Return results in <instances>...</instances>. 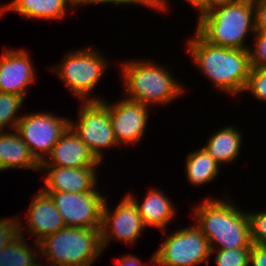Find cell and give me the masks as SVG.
<instances>
[{"instance_id":"9a60e30c","label":"cell","mask_w":266,"mask_h":266,"mask_svg":"<svg viewBox=\"0 0 266 266\" xmlns=\"http://www.w3.org/2000/svg\"><path fill=\"white\" fill-rule=\"evenodd\" d=\"M97 167L67 168L41 166L48 170L44 192L80 193L95 190Z\"/></svg>"},{"instance_id":"8fae6325","label":"cell","mask_w":266,"mask_h":266,"mask_svg":"<svg viewBox=\"0 0 266 266\" xmlns=\"http://www.w3.org/2000/svg\"><path fill=\"white\" fill-rule=\"evenodd\" d=\"M112 211V213L109 211L105 201L100 229L103 249L109 243L111 236H115L114 238L124 243H134L143 231L142 229L146 227L135 201L128 194Z\"/></svg>"},{"instance_id":"d6a6232c","label":"cell","mask_w":266,"mask_h":266,"mask_svg":"<svg viewBox=\"0 0 266 266\" xmlns=\"http://www.w3.org/2000/svg\"><path fill=\"white\" fill-rule=\"evenodd\" d=\"M143 262L132 255H121L117 261V266H143Z\"/></svg>"},{"instance_id":"e0dca14e","label":"cell","mask_w":266,"mask_h":266,"mask_svg":"<svg viewBox=\"0 0 266 266\" xmlns=\"http://www.w3.org/2000/svg\"><path fill=\"white\" fill-rule=\"evenodd\" d=\"M0 162L5 170L18 167L41 170V164L17 131L14 133L0 131Z\"/></svg>"},{"instance_id":"5bb4252c","label":"cell","mask_w":266,"mask_h":266,"mask_svg":"<svg viewBox=\"0 0 266 266\" xmlns=\"http://www.w3.org/2000/svg\"><path fill=\"white\" fill-rule=\"evenodd\" d=\"M48 157L52 162L46 159L41 166L84 168L97 167L101 163L70 125L54 144Z\"/></svg>"},{"instance_id":"f1b7e54d","label":"cell","mask_w":266,"mask_h":266,"mask_svg":"<svg viewBox=\"0 0 266 266\" xmlns=\"http://www.w3.org/2000/svg\"><path fill=\"white\" fill-rule=\"evenodd\" d=\"M166 0H152L148 5L150 6V8H154V9H158L159 11L163 10L165 11L167 9V5L165 2ZM188 3H190V5L194 6L197 10H199L198 12L201 14L200 16H202L203 14H205L209 7H210V3L207 0H186Z\"/></svg>"},{"instance_id":"3957f363","label":"cell","mask_w":266,"mask_h":266,"mask_svg":"<svg viewBox=\"0 0 266 266\" xmlns=\"http://www.w3.org/2000/svg\"><path fill=\"white\" fill-rule=\"evenodd\" d=\"M194 212L196 226L208 239L211 254L217 246L218 249H237L252 245L247 212H242L229 200L207 198Z\"/></svg>"},{"instance_id":"ac0fdd59","label":"cell","mask_w":266,"mask_h":266,"mask_svg":"<svg viewBox=\"0 0 266 266\" xmlns=\"http://www.w3.org/2000/svg\"><path fill=\"white\" fill-rule=\"evenodd\" d=\"M128 195L135 201L144 225L158 227L166 234L164 229L174 219L175 213L169 198L157 189L150 190L143 202H138L132 194Z\"/></svg>"},{"instance_id":"836d02e7","label":"cell","mask_w":266,"mask_h":266,"mask_svg":"<svg viewBox=\"0 0 266 266\" xmlns=\"http://www.w3.org/2000/svg\"><path fill=\"white\" fill-rule=\"evenodd\" d=\"M210 4H215V3H219V2H223L225 0H207Z\"/></svg>"},{"instance_id":"4dcf8cb0","label":"cell","mask_w":266,"mask_h":266,"mask_svg":"<svg viewBox=\"0 0 266 266\" xmlns=\"http://www.w3.org/2000/svg\"><path fill=\"white\" fill-rule=\"evenodd\" d=\"M266 266V246L252 244L249 255V266Z\"/></svg>"},{"instance_id":"4fadbf2b","label":"cell","mask_w":266,"mask_h":266,"mask_svg":"<svg viewBox=\"0 0 266 266\" xmlns=\"http://www.w3.org/2000/svg\"><path fill=\"white\" fill-rule=\"evenodd\" d=\"M32 64L26 50H5L0 58V92L25 98L28 86L36 77Z\"/></svg>"},{"instance_id":"8992f818","label":"cell","mask_w":266,"mask_h":266,"mask_svg":"<svg viewBox=\"0 0 266 266\" xmlns=\"http://www.w3.org/2000/svg\"><path fill=\"white\" fill-rule=\"evenodd\" d=\"M66 58V59H65ZM63 62L53 70L74 95L83 101H101L100 98H86L96 87L106 71L107 63L99 51L90 48L69 53ZM87 99V100H86Z\"/></svg>"},{"instance_id":"484cf974","label":"cell","mask_w":266,"mask_h":266,"mask_svg":"<svg viewBox=\"0 0 266 266\" xmlns=\"http://www.w3.org/2000/svg\"><path fill=\"white\" fill-rule=\"evenodd\" d=\"M252 244L266 246V211L247 213Z\"/></svg>"},{"instance_id":"d4e9b609","label":"cell","mask_w":266,"mask_h":266,"mask_svg":"<svg viewBox=\"0 0 266 266\" xmlns=\"http://www.w3.org/2000/svg\"><path fill=\"white\" fill-rule=\"evenodd\" d=\"M266 101V67H251L244 91Z\"/></svg>"},{"instance_id":"30bf717a","label":"cell","mask_w":266,"mask_h":266,"mask_svg":"<svg viewBox=\"0 0 266 266\" xmlns=\"http://www.w3.org/2000/svg\"><path fill=\"white\" fill-rule=\"evenodd\" d=\"M45 193L53 200L66 227L101 228L105 198L98 190Z\"/></svg>"},{"instance_id":"7a4b0ae2","label":"cell","mask_w":266,"mask_h":266,"mask_svg":"<svg viewBox=\"0 0 266 266\" xmlns=\"http://www.w3.org/2000/svg\"><path fill=\"white\" fill-rule=\"evenodd\" d=\"M199 18L196 32L208 43L249 49L244 46V40L249 31H256L253 0H225L211 4Z\"/></svg>"},{"instance_id":"2e32d148","label":"cell","mask_w":266,"mask_h":266,"mask_svg":"<svg viewBox=\"0 0 266 266\" xmlns=\"http://www.w3.org/2000/svg\"><path fill=\"white\" fill-rule=\"evenodd\" d=\"M28 211V232L37 237L39 243L45 237L65 228L64 221L51 197L43 190L37 192Z\"/></svg>"},{"instance_id":"7c38bea8","label":"cell","mask_w":266,"mask_h":266,"mask_svg":"<svg viewBox=\"0 0 266 266\" xmlns=\"http://www.w3.org/2000/svg\"><path fill=\"white\" fill-rule=\"evenodd\" d=\"M109 109L114 136L118 145L141 140L148 122V105L124 98L115 104L101 100Z\"/></svg>"},{"instance_id":"277c9868","label":"cell","mask_w":266,"mask_h":266,"mask_svg":"<svg viewBox=\"0 0 266 266\" xmlns=\"http://www.w3.org/2000/svg\"><path fill=\"white\" fill-rule=\"evenodd\" d=\"M101 228L65 227L36 243L49 266H90L103 251Z\"/></svg>"},{"instance_id":"ffe728a7","label":"cell","mask_w":266,"mask_h":266,"mask_svg":"<svg viewBox=\"0 0 266 266\" xmlns=\"http://www.w3.org/2000/svg\"><path fill=\"white\" fill-rule=\"evenodd\" d=\"M232 126L217 131L203 148L219 164L230 163L238 157L242 137Z\"/></svg>"},{"instance_id":"44dd1931","label":"cell","mask_w":266,"mask_h":266,"mask_svg":"<svg viewBox=\"0 0 266 266\" xmlns=\"http://www.w3.org/2000/svg\"><path fill=\"white\" fill-rule=\"evenodd\" d=\"M185 167L188 181L199 186L212 181L219 173L220 165L204 148H201L188 155Z\"/></svg>"},{"instance_id":"d6986e66","label":"cell","mask_w":266,"mask_h":266,"mask_svg":"<svg viewBox=\"0 0 266 266\" xmlns=\"http://www.w3.org/2000/svg\"><path fill=\"white\" fill-rule=\"evenodd\" d=\"M70 4L75 6L73 0H13L0 8V16L12 10L28 19H60L66 14Z\"/></svg>"},{"instance_id":"7402d4cb","label":"cell","mask_w":266,"mask_h":266,"mask_svg":"<svg viewBox=\"0 0 266 266\" xmlns=\"http://www.w3.org/2000/svg\"><path fill=\"white\" fill-rule=\"evenodd\" d=\"M21 233L17 239L0 249V266H41L36 258L37 253L26 244L22 229Z\"/></svg>"},{"instance_id":"4316f807","label":"cell","mask_w":266,"mask_h":266,"mask_svg":"<svg viewBox=\"0 0 266 266\" xmlns=\"http://www.w3.org/2000/svg\"><path fill=\"white\" fill-rule=\"evenodd\" d=\"M18 219H0V249L10 244L21 235V226Z\"/></svg>"},{"instance_id":"603a6c76","label":"cell","mask_w":266,"mask_h":266,"mask_svg":"<svg viewBox=\"0 0 266 266\" xmlns=\"http://www.w3.org/2000/svg\"><path fill=\"white\" fill-rule=\"evenodd\" d=\"M23 101V96L0 92V131H3L8 125H11V128L15 130L18 121L21 119L19 116L17 118L16 114Z\"/></svg>"},{"instance_id":"5b68a950","label":"cell","mask_w":266,"mask_h":266,"mask_svg":"<svg viewBox=\"0 0 266 266\" xmlns=\"http://www.w3.org/2000/svg\"><path fill=\"white\" fill-rule=\"evenodd\" d=\"M122 73L125 81V94L133 101L145 105L164 104L184 92L165 68L147 61L123 63Z\"/></svg>"},{"instance_id":"1f68e13d","label":"cell","mask_w":266,"mask_h":266,"mask_svg":"<svg viewBox=\"0 0 266 266\" xmlns=\"http://www.w3.org/2000/svg\"><path fill=\"white\" fill-rule=\"evenodd\" d=\"M74 5L92 4V3H115L117 4H140L145 5L141 0H73Z\"/></svg>"},{"instance_id":"9c48e42d","label":"cell","mask_w":266,"mask_h":266,"mask_svg":"<svg viewBox=\"0 0 266 266\" xmlns=\"http://www.w3.org/2000/svg\"><path fill=\"white\" fill-rule=\"evenodd\" d=\"M69 125L68 118L38 112L22 116L14 131L18 132L35 159L42 164Z\"/></svg>"},{"instance_id":"e575fe53","label":"cell","mask_w":266,"mask_h":266,"mask_svg":"<svg viewBox=\"0 0 266 266\" xmlns=\"http://www.w3.org/2000/svg\"><path fill=\"white\" fill-rule=\"evenodd\" d=\"M144 4H145V6L146 5H148L152 0H141Z\"/></svg>"},{"instance_id":"ba28073f","label":"cell","mask_w":266,"mask_h":266,"mask_svg":"<svg viewBox=\"0 0 266 266\" xmlns=\"http://www.w3.org/2000/svg\"><path fill=\"white\" fill-rule=\"evenodd\" d=\"M84 103L79 111L78 123L73 124L71 121L70 126L97 160L101 162L102 150L118 145L114 136L109 109L102 101H84Z\"/></svg>"},{"instance_id":"52a82bcc","label":"cell","mask_w":266,"mask_h":266,"mask_svg":"<svg viewBox=\"0 0 266 266\" xmlns=\"http://www.w3.org/2000/svg\"><path fill=\"white\" fill-rule=\"evenodd\" d=\"M211 256L209 241L195 225L169 235L161 247L153 254L152 265L194 266L208 264Z\"/></svg>"},{"instance_id":"cb8c5ba5","label":"cell","mask_w":266,"mask_h":266,"mask_svg":"<svg viewBox=\"0 0 266 266\" xmlns=\"http://www.w3.org/2000/svg\"><path fill=\"white\" fill-rule=\"evenodd\" d=\"M251 246L237 249H218L215 256L217 266H249Z\"/></svg>"},{"instance_id":"6da1fadb","label":"cell","mask_w":266,"mask_h":266,"mask_svg":"<svg viewBox=\"0 0 266 266\" xmlns=\"http://www.w3.org/2000/svg\"><path fill=\"white\" fill-rule=\"evenodd\" d=\"M188 43L193 61L216 88L232 95L244 91L251 69L249 49L212 45L197 32Z\"/></svg>"},{"instance_id":"d590c367","label":"cell","mask_w":266,"mask_h":266,"mask_svg":"<svg viewBox=\"0 0 266 266\" xmlns=\"http://www.w3.org/2000/svg\"><path fill=\"white\" fill-rule=\"evenodd\" d=\"M5 170L2 163L0 162V171Z\"/></svg>"},{"instance_id":"83f0119b","label":"cell","mask_w":266,"mask_h":266,"mask_svg":"<svg viewBox=\"0 0 266 266\" xmlns=\"http://www.w3.org/2000/svg\"><path fill=\"white\" fill-rule=\"evenodd\" d=\"M254 34L255 48H249L251 67H266V32L255 31Z\"/></svg>"},{"instance_id":"f546056e","label":"cell","mask_w":266,"mask_h":266,"mask_svg":"<svg viewBox=\"0 0 266 266\" xmlns=\"http://www.w3.org/2000/svg\"><path fill=\"white\" fill-rule=\"evenodd\" d=\"M256 31L266 32V0H253Z\"/></svg>"}]
</instances>
